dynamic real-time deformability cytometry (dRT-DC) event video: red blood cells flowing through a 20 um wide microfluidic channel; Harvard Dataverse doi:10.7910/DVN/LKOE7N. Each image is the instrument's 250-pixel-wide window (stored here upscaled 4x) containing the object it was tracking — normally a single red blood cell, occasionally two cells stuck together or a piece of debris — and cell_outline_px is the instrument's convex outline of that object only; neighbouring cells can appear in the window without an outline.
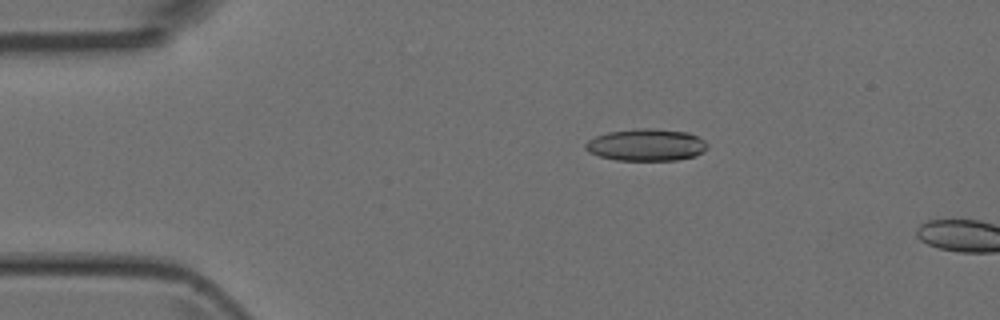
{"species": "Egyptian fruit bat (a non-hibernating species)", "species_latin": "Rousettus aegyptiacus", "temperature_condition": "room temperature", "stored_images_in_passage": 3, "camera_frame_rate_fps": 3000, "um_per_image_px": 0.085, "animal": {"sex": "female"}, "frame": {"image": 1, "passage_image": 2, "time_ms": 1.0, "image_size_px": [1000, 320], "cell_outline_px": [[708, 148], [704, 152], [696, 156], [676, 160], [616, 160], [600, 156], [588, 152], [584, 148], [584, 144], [588, 140], [596, 136], [608, 132], [636, 128], [652, 128], [688, 132], [704, 140], [708, 144]], "centroid_in_image_um": [54.94, 12.31], "position_along_channel_um": 30.1, "area_um2": 22.95}}